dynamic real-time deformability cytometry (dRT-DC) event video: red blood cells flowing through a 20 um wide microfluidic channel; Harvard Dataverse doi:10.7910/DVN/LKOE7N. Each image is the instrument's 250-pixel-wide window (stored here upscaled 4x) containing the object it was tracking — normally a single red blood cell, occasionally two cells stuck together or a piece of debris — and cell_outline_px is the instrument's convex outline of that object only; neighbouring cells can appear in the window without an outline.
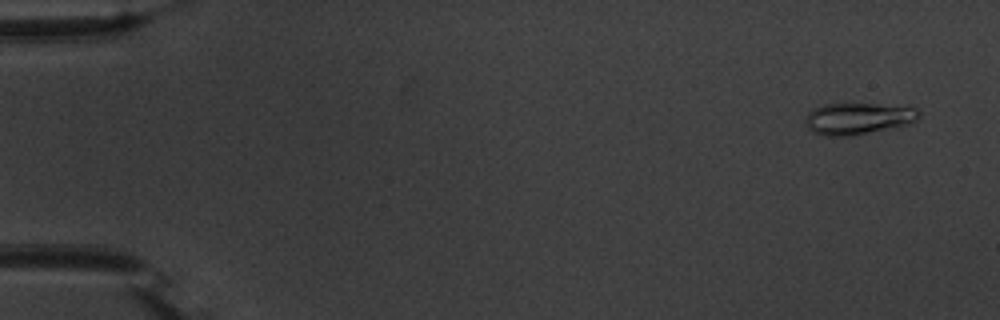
{"species": "common noctule bat (a hibernating species)", "species_latin": "Nyctalus noctula", "temperature_condition": "warm", "stored_images_in_passage": 55, "camera_frame_rate_fps": 3000, "um_per_image_px": 0.085, "animal": {"sex": "male", "body_mass_g": 20.1, "forearm_length_mm": 53.5}, "frame": {"image": 1, "passage_image": 3, "time_ms": 0.667, "image_size_px": [1000, 320], "cell_outline_px": [[920, 116], [916, 120], [908, 124], [848, 136], [824, 136], [812, 132], [804, 124], [804, 120], [808, 112], [812, 108], [824, 104], [848, 100], [852, 100], [916, 108], [920, 112]], "centroid_in_image_um": [72.86, 10.01], "position_along_channel_um": 12.1, "area_um2": 21.85}}
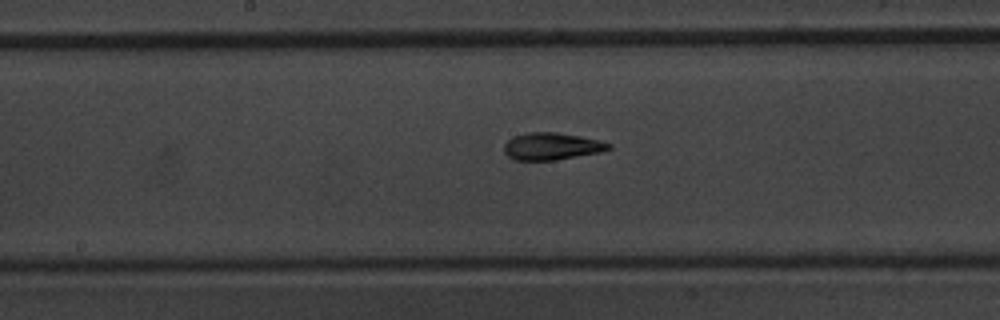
{"frame": {"image": 2, "passage_image": 29, "time_ms": 9.333, "image_size_px": [1000, 320], "cell_outline_px": [[612, 148], [600, 152], [556, 160], [512, 160], [504, 152], [504, 144], [512, 136], [528, 132], [556, 132], [580, 136], [600, 140], [612, 144]], "centroid_in_image_um": [46.88, 12.43], "position_along_channel_um": 201.3, "area_um2": 16.7}}
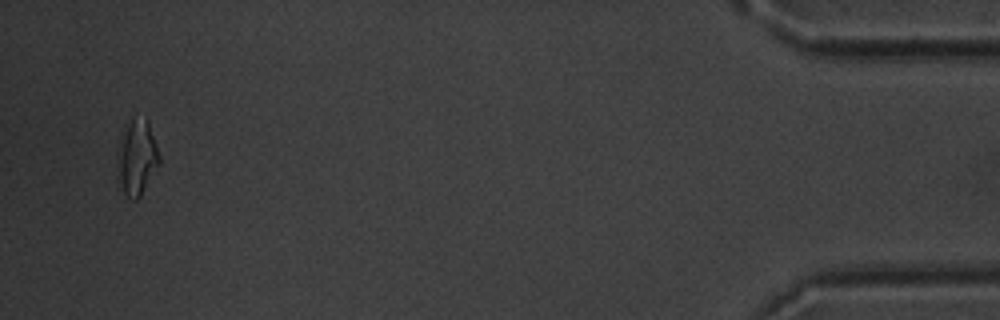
{"frame": {"image": 3, "passage_image": 53, "time_ms": 17.333, "image_size_px": [1000, 320], "cell_outline_px": [[160, 164], [140, 196], [136, 200], [132, 200], [124, 192], [116, 176], [116, 152], [120, 136], [132, 116], [148, 120], [160, 156]], "centroid_in_image_um": [11.6, 13.38], "position_along_channel_um": 423.6, "area_um2": 18.79}, "authors_computed_cell_mechanics": {"area_um2": 16.762, "velocity_mm_per_s": 3.7387, "shape_relaxation_time_tau1_ms": 4.0094, "shape_relaxation_time_tau2_ms": 2.8034, "deformation_change_tau1": 0.1854, "deformation_change_tau2": 0.1176}}